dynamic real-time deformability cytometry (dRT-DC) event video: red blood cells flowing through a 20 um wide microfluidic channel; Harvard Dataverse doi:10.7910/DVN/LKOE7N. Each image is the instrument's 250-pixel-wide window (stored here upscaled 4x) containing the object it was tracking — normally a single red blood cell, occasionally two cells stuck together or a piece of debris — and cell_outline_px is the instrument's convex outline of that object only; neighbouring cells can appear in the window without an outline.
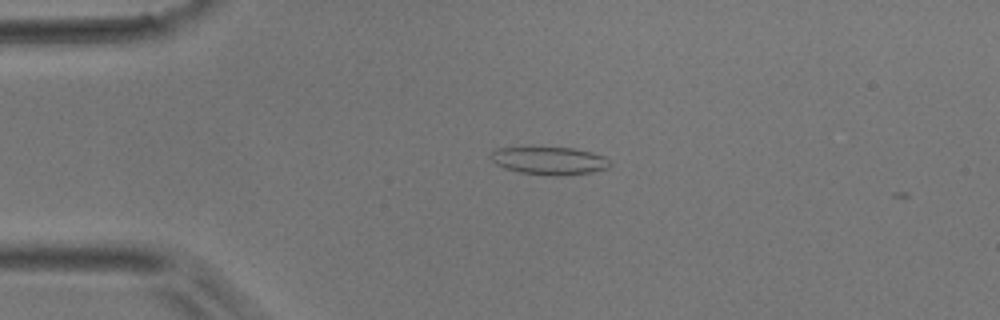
{"species": "common noctule bat (a hibernating species)", "species_latin": "Nyctalus noctula", "temperature_condition": "room temperature", "stored_images_in_passage": 42, "camera_frame_rate_fps": 3000, "um_per_image_px": 0.085, "animal": {"sex": "male", "body_mass_g": 17.9}, "frame": {"image": 1, "passage_image": 3, "time_ms": 0.667, "image_size_px": [1000, 320], "cell_outline_px": [[612, 164], [608, 168], [592, 172], [556, 176], [520, 172], [504, 168], [496, 164], [488, 156], [496, 148], [572, 148], [592, 152], [604, 156]], "centroid_in_image_um": [46.7, 13.66], "position_along_channel_um": 38.3, "area_um2": 19.13}}
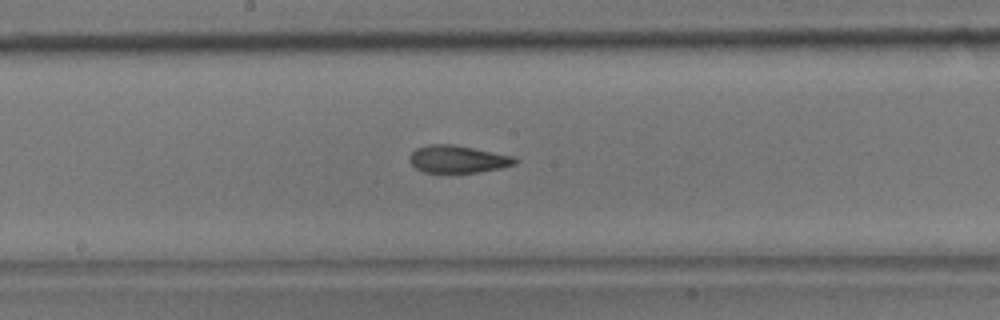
{"frame": {"image": 2, "passage_image": 18, "time_ms": 5.667, "image_size_px": [1000, 320], "cell_outline_px": [[520, 160], [516, 164], [500, 168], [476, 172], [424, 172], [416, 168], [408, 160], [408, 156], [416, 148], [428, 144], [452, 144], [516, 156]], "centroid_in_image_um": [38.93, 13.51], "position_along_channel_um": 209.3, "area_um2": 16.94}}
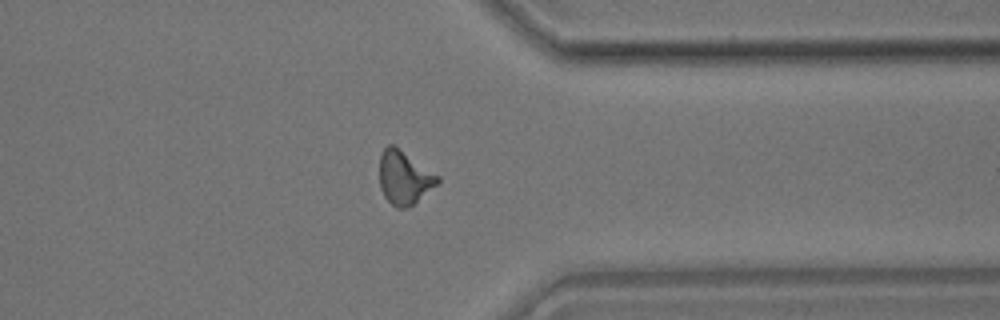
{"frame": {"image": 3, "passage_image": 31, "time_ms": 10.0, "image_size_px": [1000, 320], "cell_outline_px": [[440, 180], [436, 184], [408, 208], [396, 208], [384, 196], [380, 188], [380, 152], [388, 144], [392, 144], [440, 176]], "centroid_in_image_um": [34.33, 15.09], "position_along_channel_um": 377.1, "area_um2": 17.8}}